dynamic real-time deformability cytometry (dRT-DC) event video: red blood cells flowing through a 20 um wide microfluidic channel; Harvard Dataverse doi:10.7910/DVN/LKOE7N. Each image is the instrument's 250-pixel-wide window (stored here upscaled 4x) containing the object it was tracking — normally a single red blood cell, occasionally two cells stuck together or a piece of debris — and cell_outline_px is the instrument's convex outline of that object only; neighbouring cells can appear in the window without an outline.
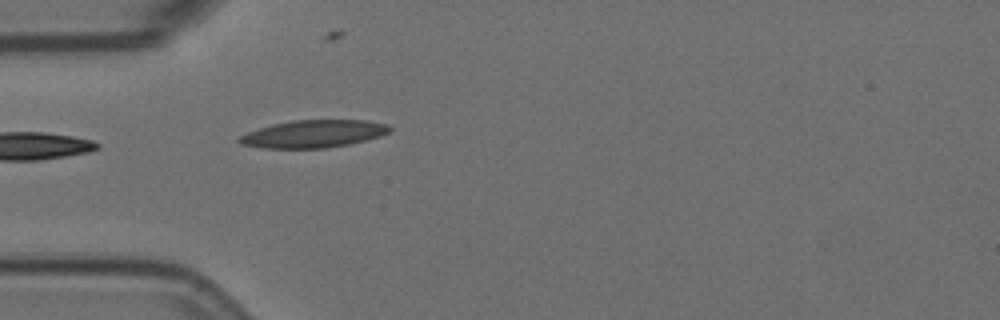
{"species": "Egyptian fruit bat (a non-hibernating species)", "species_latin": "Rousettus aegyptiacus", "temperature_condition": "room temperature", "stored_images_in_passage": 2, "camera_frame_rate_fps": 3000, "um_per_image_px": 0.085, "animal": {"sex": "female"}, "frame": {"image": 1, "passage_image": 2, "time_ms": 0.333, "image_size_px": [1000, 320], "cell_outline_px": [[392, 132], [380, 136], [348, 144], [324, 148], [260, 148], [240, 144], [236, 140], [240, 136], [248, 132], [272, 124], [292, 120], [364, 120], [388, 124], [392, 128]], "centroid_in_image_um": [26.64, 11.37], "position_along_channel_um": 58.4, "area_um2": 24.16}}